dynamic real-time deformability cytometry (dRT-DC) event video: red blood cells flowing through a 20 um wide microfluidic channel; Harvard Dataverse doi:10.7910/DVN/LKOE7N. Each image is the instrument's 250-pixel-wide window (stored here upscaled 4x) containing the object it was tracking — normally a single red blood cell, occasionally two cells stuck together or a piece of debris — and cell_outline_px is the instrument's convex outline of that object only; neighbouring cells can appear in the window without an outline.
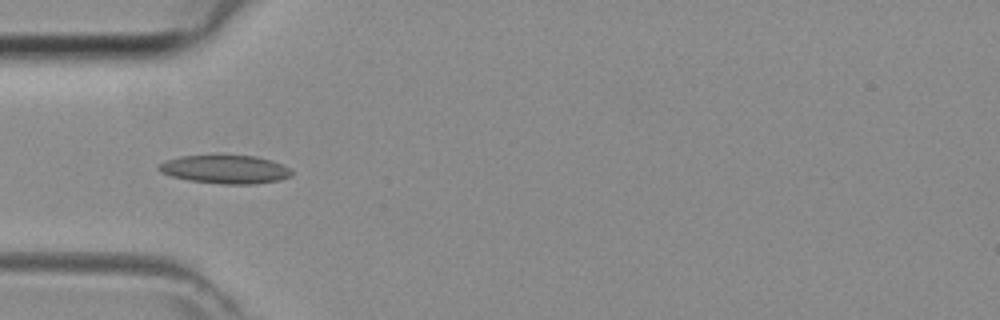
{"species": "common noctule bat (a hibernating species)", "species_latin": "Nyctalus noctula", "temperature_condition": "room temperature", "stored_images_in_passage": 43, "camera_frame_rate_fps": 3000, "um_per_image_px": 0.085, "animal": {"sex": "female", "body_mass_g": 29.2, "forearm_length_mm": 56.3}, "frame": {"image": 1, "passage_image": 13, "time_ms": 4.0, "image_size_px": [1000, 320], "cell_outline_px": [[292, 176], [280, 180], [256, 184], [220, 184], [188, 180], [172, 176], [160, 172], [156, 168], [164, 160], [180, 156], [256, 156], [272, 160], [284, 164], [292, 172]], "centroid_in_image_um": [19.16, 14.4], "position_along_channel_um": 65.8, "area_um2": 22.08}}
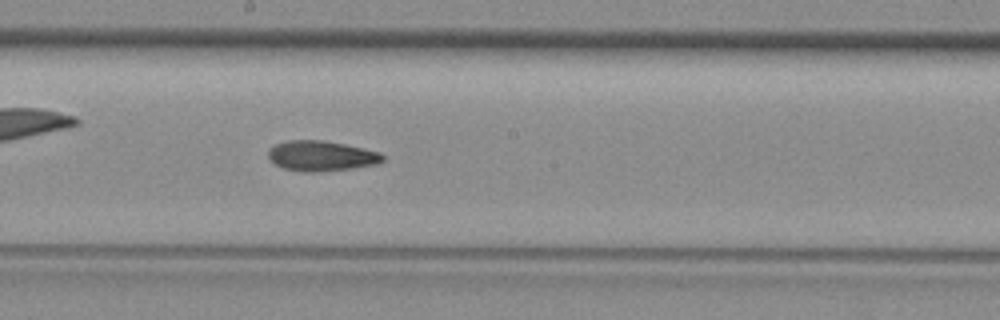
{"frame": {"image": 2, "passage_image": 23, "time_ms": 7.333, "image_size_px": [1000, 320], "cell_outline_px": [[384, 160], [376, 164], [352, 168], [320, 172], [304, 172], [284, 168], [276, 164], [268, 156], [268, 148], [276, 144], [288, 140], [320, 140], [344, 144], [364, 148], [380, 152], [384, 156]], "centroid_in_image_um": [27.31, 13.25], "position_along_channel_um": 220.9, "area_um2": 20.11}}
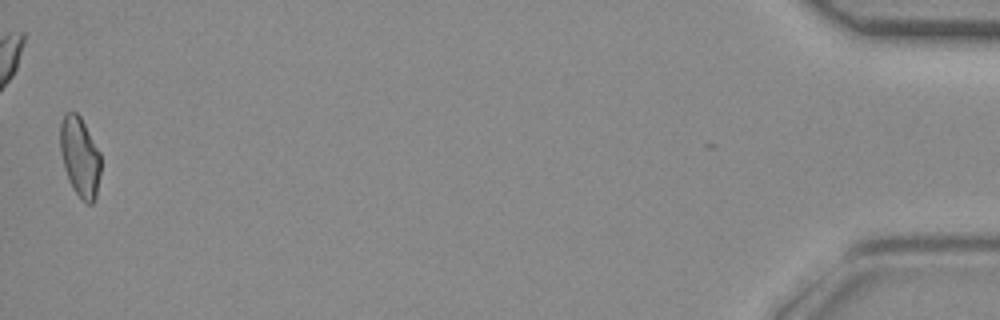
{"frame": {"image": 3, "passage_image": 43, "time_ms": 14.0, "image_size_px": [1000, 320], "cell_outline_px": [[100, 172], [96, 200], [92, 204], [84, 204], [80, 200], [72, 188], [68, 180], [64, 168], [60, 152], [60, 124], [64, 112], [76, 112], [80, 116], [100, 152]], "centroid_in_image_um": [6.78, 13.38], "position_along_channel_um": 428.4, "area_um2": 19.25}}